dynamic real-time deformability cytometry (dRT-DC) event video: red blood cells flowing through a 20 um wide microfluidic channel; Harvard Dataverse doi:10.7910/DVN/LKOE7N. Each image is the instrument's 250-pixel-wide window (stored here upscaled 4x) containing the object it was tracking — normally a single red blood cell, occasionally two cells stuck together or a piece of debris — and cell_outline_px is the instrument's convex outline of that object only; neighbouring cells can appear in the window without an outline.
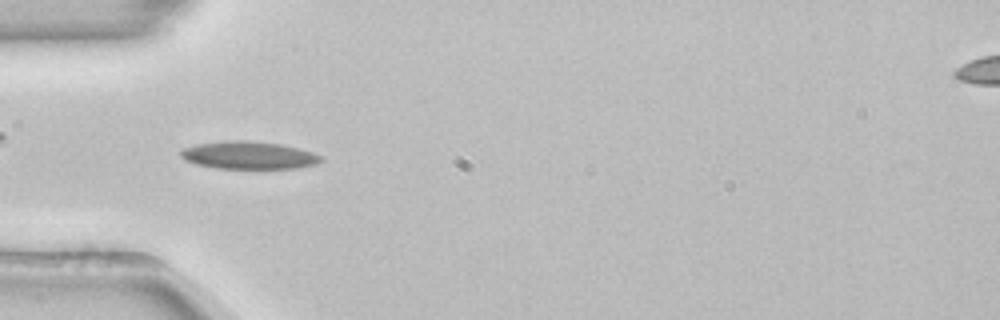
{"species": "common noctule bat (a hibernating species)", "species_latin": "Nyctalus noctula", "temperature_condition": "room temperature", "stored_images_in_passage": 52, "camera_frame_rate_fps": 3000, "um_per_image_px": 0.085, "animal": {"sex": "female", "body_mass_g": 22.7, "forearm_length_mm": 54.2}, "frame": {"image": 1, "passage_image": 16, "time_ms": 5.0, "image_size_px": [1000, 320], "cell_outline_px": [[324, 160], [316, 164], [296, 168], [216, 168], [196, 164], [184, 160], [180, 156], [180, 152], [184, 148], [196, 144], [232, 140], [240, 140], [280, 144], [300, 148], [324, 156]], "centroid_in_image_um": [21.17, 13.2], "position_along_channel_um": 63.8, "area_um2": 22.54}}
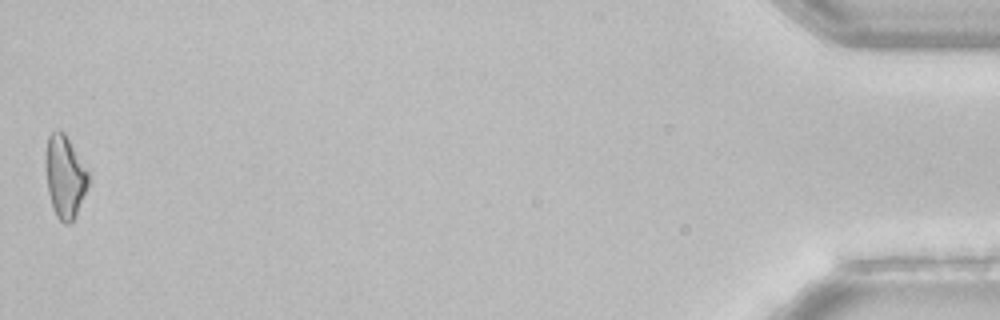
{"frame": {"image": 2, "passage_image": 52, "time_ms": 17.0, "image_size_px": [1000, 320], "cell_outline_px": [[88, 184], [76, 212], [72, 220], [68, 224], [64, 224], [56, 216], [52, 208], [48, 192], [44, 160], [48, 136], [52, 132], [64, 132], [88, 172]], "centroid_in_image_um": [5.47, 15.01], "position_along_channel_um": 429.7, "area_um2": 20.06}}